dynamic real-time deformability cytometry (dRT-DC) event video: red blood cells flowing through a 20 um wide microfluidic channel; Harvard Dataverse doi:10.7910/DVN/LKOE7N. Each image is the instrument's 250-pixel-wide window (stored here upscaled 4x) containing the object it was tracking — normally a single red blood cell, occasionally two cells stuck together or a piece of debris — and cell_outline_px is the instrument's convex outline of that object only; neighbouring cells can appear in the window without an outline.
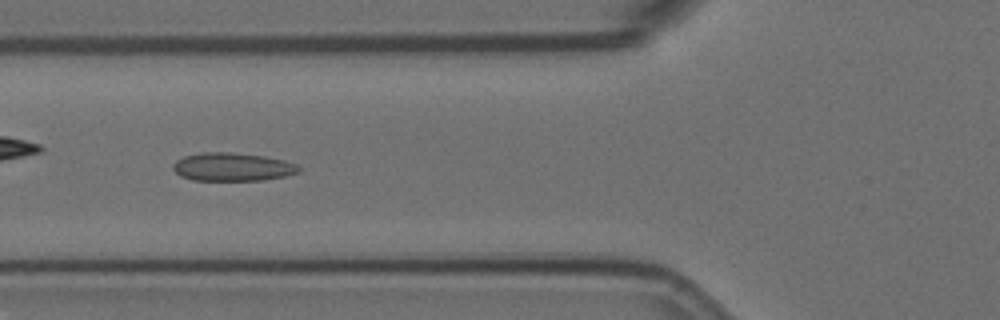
{"species": "Egyptian fruit bat (a non-hibernating species)", "species_latin": "Rousettus aegyptiacus", "temperature_condition": "room temperature", "stored_images_in_passage": 57, "camera_frame_rate_fps": 3000, "um_per_image_px": 0.085, "animal": {"sex": "female"}, "frame": {"image": 1, "passage_image": 21, "time_ms": 6.667, "image_size_px": [1000, 320], "cell_outline_px": [[300, 172], [284, 176], [264, 180], [192, 180], [180, 176], [172, 168], [172, 164], [176, 160], [184, 156], [204, 152], [228, 152], [264, 156], [284, 160], [296, 164], [300, 168]], "centroid_in_image_um": [19.74, 14.19], "position_along_channel_um": 106.1, "area_um2": 20.69}}
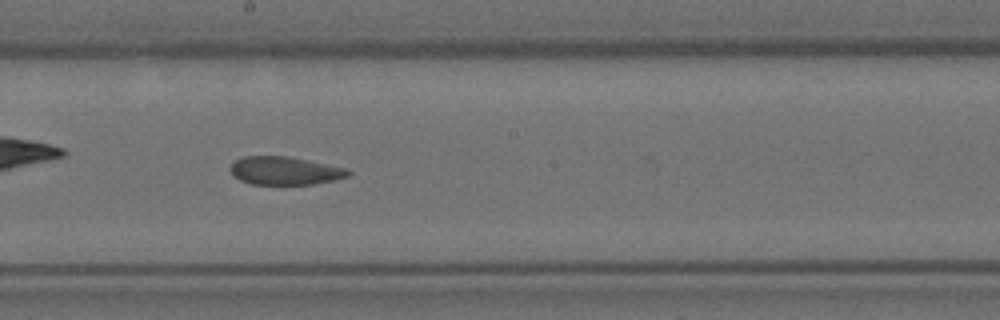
{"frame": {"image": 2, "passage_image": 31, "time_ms": 10.0, "image_size_px": [1000, 320], "cell_outline_px": [[352, 172], [348, 176], [332, 180], [312, 184], [252, 184], [240, 180], [232, 176], [228, 168], [236, 160], [244, 156], [288, 156], [348, 168]], "centroid_in_image_um": [24.19, 14.5], "position_along_channel_um": 224.0, "area_um2": 19.36}}
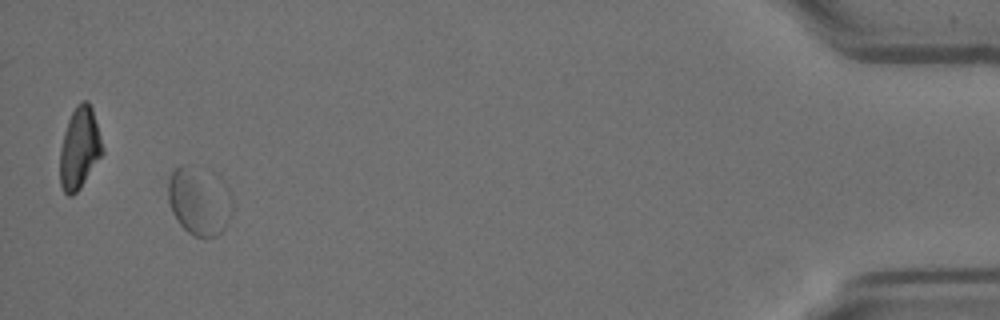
{"frame": {"image": 3, "passage_image": 54, "time_ms": 17.667, "image_size_px": [1000, 320], "cell_outline_px": [[232, 212], [228, 224], [216, 236], [196, 236], [188, 232], [176, 220], [172, 212], [168, 200], [168, 180], [172, 172], [180, 164], [196, 164], [220, 176], [228, 184], [232, 196]], "centroid_in_image_um": [16.97, 17.0], "position_along_channel_um": 418.2, "area_um2": 26.53}, "authors_computed_cell_mechanics": {"area_um2": 20.7502, "velocity_mm_per_s": 3.5278, "shape_relaxation_time_tau1_ms": null, "shape_relaxation_time_tau2_ms": 1.6773, "deformation_change_tau1": null, "deformation_change_tau2": 0.0406}}